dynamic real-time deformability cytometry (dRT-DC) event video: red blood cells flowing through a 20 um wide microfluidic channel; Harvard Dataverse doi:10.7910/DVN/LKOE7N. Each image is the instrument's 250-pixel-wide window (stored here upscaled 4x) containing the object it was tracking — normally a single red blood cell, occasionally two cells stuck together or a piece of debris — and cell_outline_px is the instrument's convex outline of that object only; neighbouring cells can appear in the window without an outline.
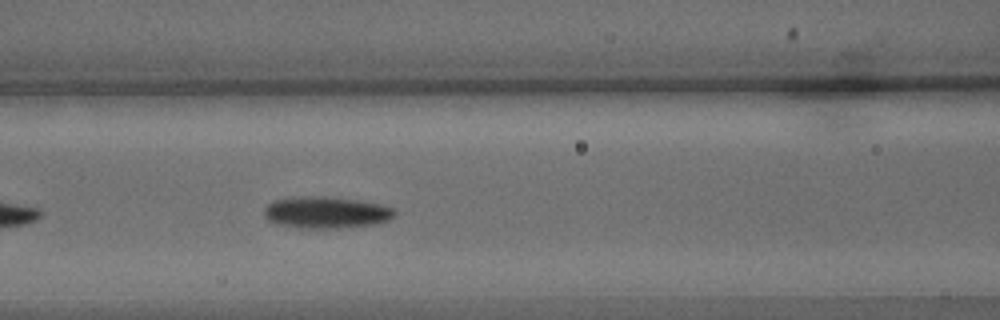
{"species": "common noctule bat (a hibernating species)", "species_latin": "Nyctalus noctula", "temperature_condition": "warm", "stored_images_in_passage": 15, "camera_frame_rate_fps": 3000, "um_per_image_px": 0.085, "animal": {"sex": "male", "body_mass_g": 15.6}, "frame": {"image": 1, "passage_image": 9, "time_ms": 2.667, "image_size_px": [1000, 320], "cell_outline_px": [[396, 212], [388, 220], [376, 224], [340, 228], [300, 228], [276, 224], [268, 220], [264, 216], [264, 208], [272, 200], [300, 196], [324, 196], [380, 204], [392, 208]], "centroid_in_image_um": [27.66, 18.06], "position_along_channel_um": 138.9, "area_um2": 24.04}}
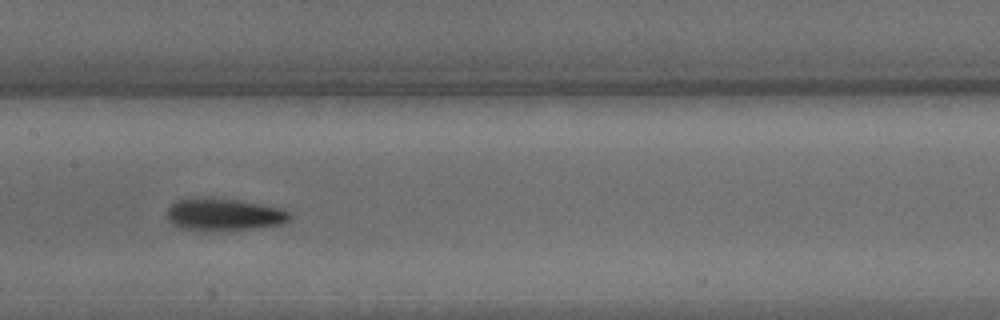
{"frame": {"image": 2, "passage_image": 13, "time_ms": 4.0, "image_size_px": [1000, 320], "cell_outline_px": [[292, 216], [288, 220], [280, 224], [256, 228], [212, 232], [204, 232], [180, 228], [168, 220], [168, 208], [176, 200], [192, 196], [240, 200], [284, 208]], "centroid_in_image_um": [19.01, 18.23], "position_along_channel_um": 188.4, "area_um2": 23.7}}